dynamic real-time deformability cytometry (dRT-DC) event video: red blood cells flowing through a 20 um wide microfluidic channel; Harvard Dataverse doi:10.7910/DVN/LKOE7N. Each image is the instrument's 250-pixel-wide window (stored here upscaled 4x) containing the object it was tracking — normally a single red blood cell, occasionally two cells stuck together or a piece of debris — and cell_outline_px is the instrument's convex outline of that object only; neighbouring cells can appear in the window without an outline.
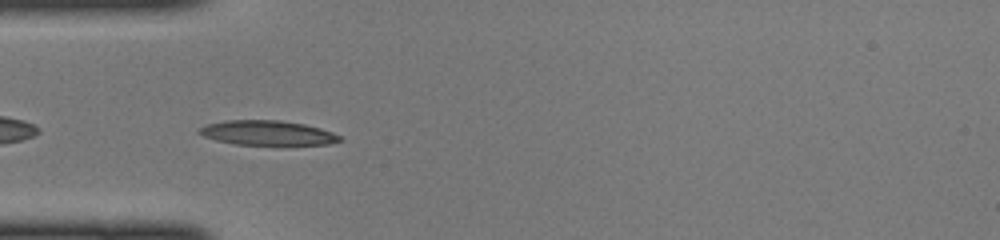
{"species": "common noctule bat (a hibernating species)", "species_latin": "Nyctalus noctula", "temperature_condition": "cold", "stored_images_in_passage": 41, "camera_frame_rate_fps": 3000, "um_per_image_px": 0.085, "animal": {"sex": "female", "body_mass_g": 22.0, "forearm_length_mm": 56.7}, "frame": {"image": 1, "passage_image": 9, "time_ms": 2.667, "image_size_px": [1000, 240], "cell_outline_px": [[344, 140], [328, 144], [236, 144], [216, 140], [204, 136], [196, 132], [196, 128], [208, 124], [224, 120], [280, 120], [304, 124], [320, 128], [332, 132], [340, 136]], "centroid_in_image_um": [22.7, 11.28], "position_along_channel_um": 62.3, "area_um2": 20.06}}
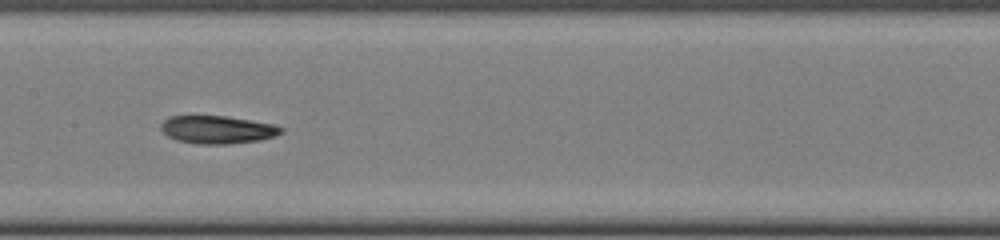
{"frame": {"image": 2, "passage_image": 18, "time_ms": 5.667, "image_size_px": [1000, 240], "cell_outline_px": [[284, 132], [276, 136], [260, 140], [228, 144], [200, 144], [176, 140], [168, 136], [160, 128], [160, 124], [168, 116], [228, 116], [272, 124], [284, 128]], "centroid_in_image_um": [18.49, 11.02], "position_along_channel_um": 188.9, "area_um2": 19.59}}
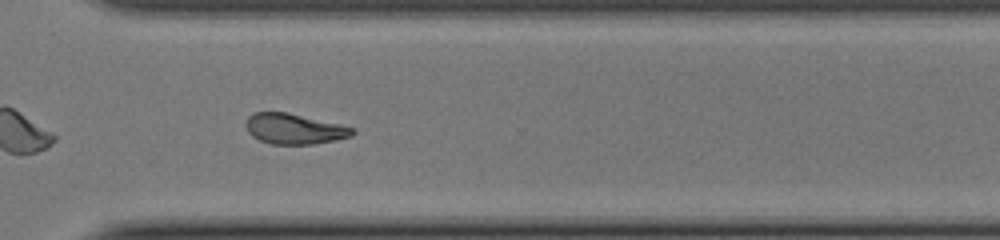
{"frame": {"image": 3, "passage_image": 29, "time_ms": 9.333, "image_size_px": [1000, 240], "cell_outline_px": [[356, 132], [352, 136], [336, 140], [312, 144], [272, 144], [260, 140], [252, 136], [248, 132], [244, 124], [248, 116], [252, 112], [288, 112], [340, 124], [352, 128]], "centroid_in_image_um": [24.99, 10.94], "position_along_channel_um": 345.6, "area_um2": 19.02}}